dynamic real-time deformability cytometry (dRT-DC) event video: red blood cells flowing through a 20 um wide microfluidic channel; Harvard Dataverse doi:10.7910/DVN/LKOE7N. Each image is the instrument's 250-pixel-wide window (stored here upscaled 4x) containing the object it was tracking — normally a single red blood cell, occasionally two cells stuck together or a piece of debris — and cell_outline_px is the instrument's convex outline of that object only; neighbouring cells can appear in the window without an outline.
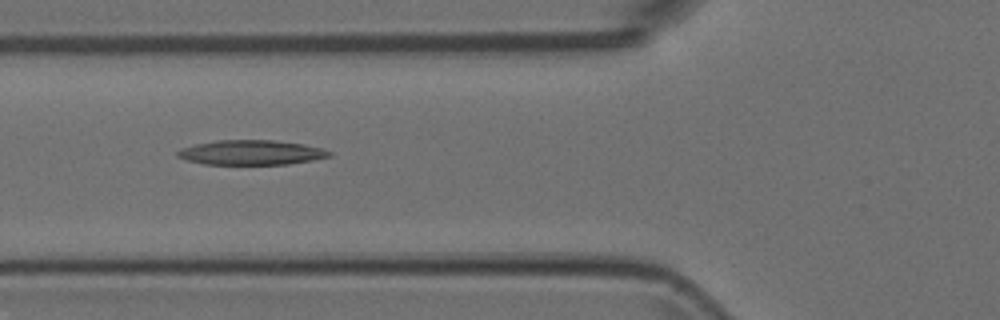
{"species": "Egyptian fruit bat (a non-hibernating species)", "species_latin": "Rousettus aegyptiacus", "temperature_condition": "room temperature", "stored_images_in_passage": 5, "camera_frame_rate_fps": 3000, "um_per_image_px": 0.085, "animal": {"sex": "female"}, "frame": {"image": 1, "passage_image": 3, "time_ms": 0.667, "image_size_px": [1000, 320], "cell_outline_px": [[332, 156], [312, 160], [288, 164], [204, 164], [188, 160], [176, 156], [176, 152], [180, 148], [196, 144], [216, 140], [276, 140], [304, 144], [324, 148], [332, 152]], "centroid_in_image_um": [21.38, 12.95], "position_along_channel_um": 104.4, "area_um2": 21.96}}
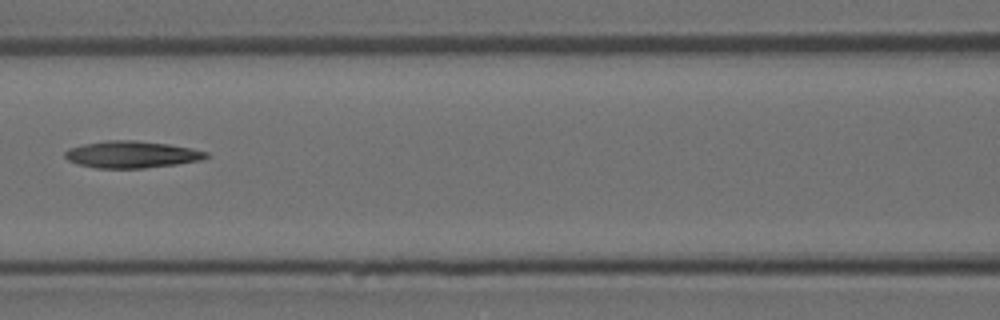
{"frame": {"image": 2, "passage_image": 4, "time_ms": 1.0, "image_size_px": [1000, 320], "cell_outline_px": [[208, 156], [200, 160], [176, 164], [144, 168], [96, 168], [80, 164], [68, 160], [64, 156], [64, 152], [68, 148], [84, 144], [108, 140], [136, 140], [168, 144], [192, 148], [208, 152]], "centroid_in_image_um": [11.18, 13.12], "position_along_channel_um": 155.4, "area_um2": 22.02}}
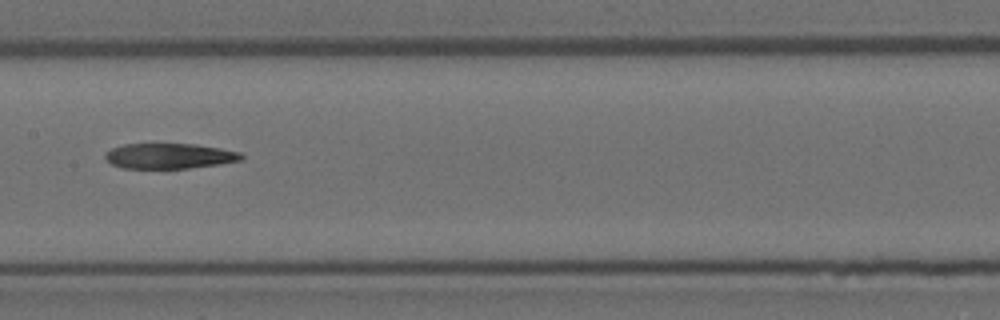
{"frame": {"image": 3, "passage_image": 5, "time_ms": 1.333, "image_size_px": [1000, 320], "cell_outline_px": [[244, 156], [240, 160], [220, 164], [188, 168], [120, 168], [112, 164], [104, 156], [112, 148], [124, 144], [196, 144], [220, 148], [240, 152]], "centroid_in_image_um": [14.41, 13.26], "position_along_channel_um": 193.0, "area_um2": 19.94}}